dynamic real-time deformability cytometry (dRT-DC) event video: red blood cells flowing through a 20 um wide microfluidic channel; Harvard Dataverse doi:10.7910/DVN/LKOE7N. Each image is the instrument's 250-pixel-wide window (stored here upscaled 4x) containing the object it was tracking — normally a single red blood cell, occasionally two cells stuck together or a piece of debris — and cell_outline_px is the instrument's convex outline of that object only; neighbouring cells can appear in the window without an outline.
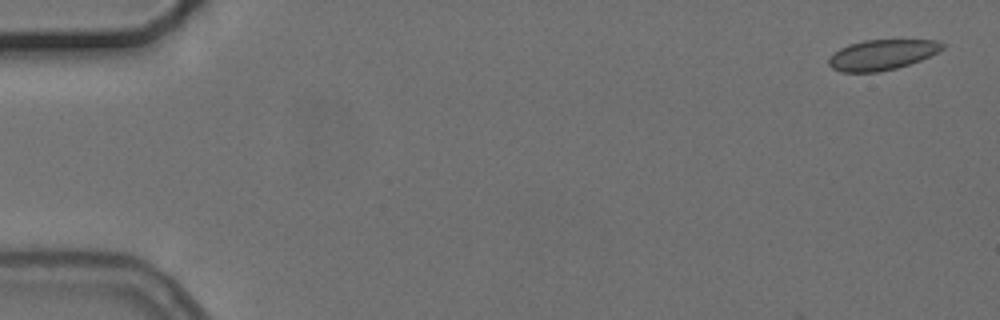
{"species": "common noctule bat (a hibernating species)", "species_latin": "Nyctalus noctula", "temperature_condition": "cold", "stored_images_in_passage": 5, "camera_frame_rate_fps": 3000, "um_per_image_px": 0.085, "animal": {"sex": "female", "body_mass_g": 24.6, "forearm_length_mm": 56.2}, "frame": {"image": 1, "passage_image": 1, "time_ms": 0.0, "image_size_px": [1000, 320], "cell_outline_px": [[944, 48], [920, 60], [896, 68], [880, 72], [840, 72], [832, 68], [828, 64], [828, 60], [840, 48], [848, 44], [864, 40], [936, 40], [944, 44]], "centroid_in_image_um": [74.94, 4.66], "position_along_channel_um": 10.1, "area_um2": 19.88}}
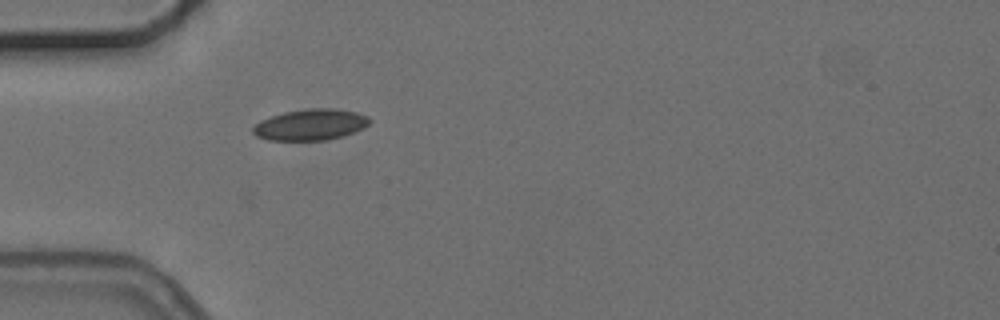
{"frame": {"image": 2, "passage_image": 5, "time_ms": 5.0, "image_size_px": [1000, 320], "cell_outline_px": [[372, 120], [364, 128], [328, 140], [268, 140], [256, 136], [252, 132], [252, 128], [260, 120], [284, 112], [312, 108], [328, 108], [356, 112], [368, 116]], "centroid_in_image_um": [26.38, 10.6], "position_along_channel_um": 58.6, "area_um2": 20.98}}